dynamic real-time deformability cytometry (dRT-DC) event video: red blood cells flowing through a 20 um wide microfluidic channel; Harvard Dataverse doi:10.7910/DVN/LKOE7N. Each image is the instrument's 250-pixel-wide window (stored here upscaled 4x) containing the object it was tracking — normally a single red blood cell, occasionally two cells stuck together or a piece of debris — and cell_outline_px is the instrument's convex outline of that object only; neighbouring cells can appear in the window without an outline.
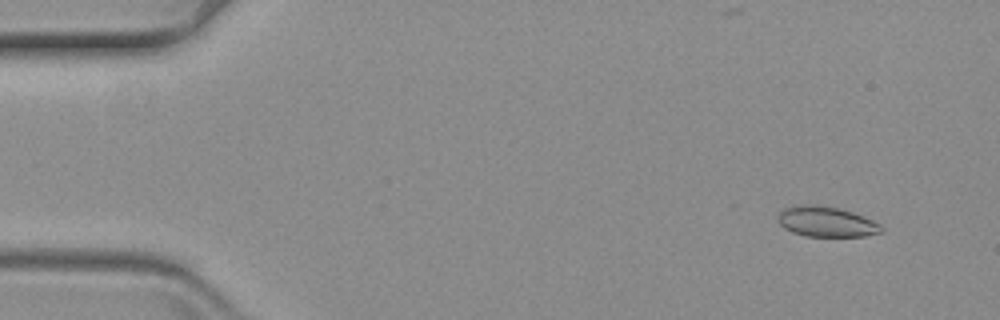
{"species": "common noctule bat (a hibernating species)", "species_latin": "Nyctalus noctula", "temperature_condition": "warm", "stored_images_in_passage": 62, "camera_frame_rate_fps": 3000, "um_per_image_px": 0.085, "animal": {"sex": "female", "body_mass_g": 19.3, "forearm_length_mm": 54.1}, "frame": {"image": 1, "passage_image": 5, "time_ms": 1.333, "image_size_px": [1000, 320], "cell_outline_px": [[884, 232], [864, 236], [804, 236], [792, 232], [784, 228], [780, 224], [776, 216], [784, 208], [800, 204], [820, 204], [852, 212], [872, 220], [880, 224], [884, 228]], "centroid_in_image_um": [70.22, 18.84], "position_along_channel_um": 14.8, "area_um2": 18.38}}
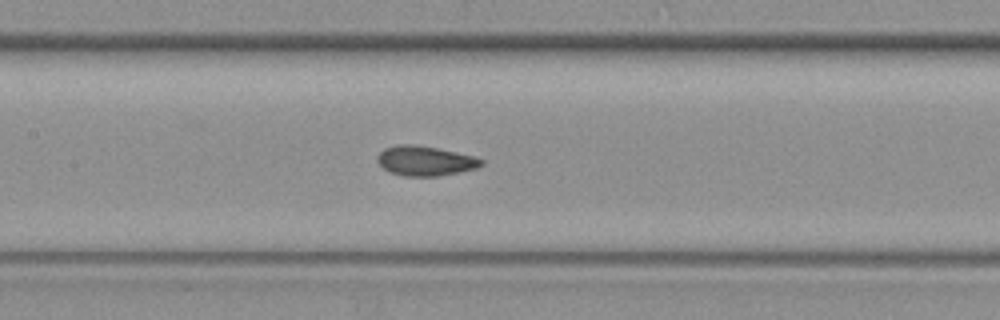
{"frame": {"image": 2, "passage_image": 29, "time_ms": 9.333, "image_size_px": [1000, 320], "cell_outline_px": [[484, 164], [476, 168], [436, 176], [404, 176], [388, 172], [376, 160], [376, 156], [384, 148], [396, 144], [416, 144], [436, 148], [472, 156], [484, 160]], "centroid_in_image_um": [36.08, 13.66], "position_along_channel_um": 171.3, "area_um2": 17.92}}
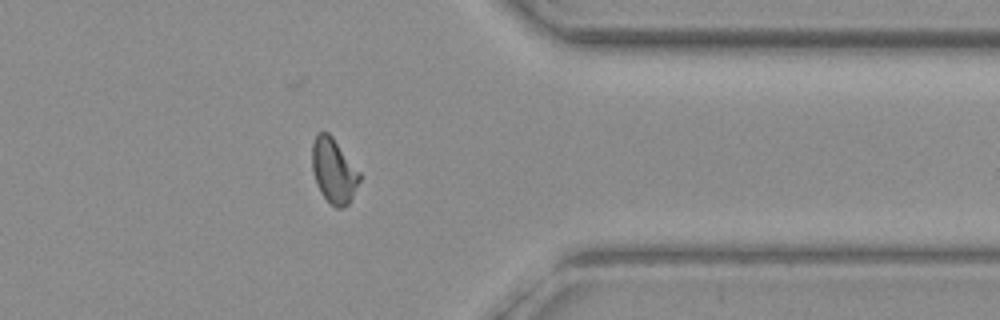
{"frame": {"image": 3, "passage_image": 49, "time_ms": 16.0, "image_size_px": [1000, 320], "cell_outline_px": [[360, 180], [348, 204], [344, 208], [336, 208], [320, 192], [316, 184], [312, 172], [312, 144], [316, 132], [328, 132], [332, 136], [360, 172]], "centroid_in_image_um": [28.34, 14.5], "position_along_channel_um": 383.1, "area_um2": 17.86}}